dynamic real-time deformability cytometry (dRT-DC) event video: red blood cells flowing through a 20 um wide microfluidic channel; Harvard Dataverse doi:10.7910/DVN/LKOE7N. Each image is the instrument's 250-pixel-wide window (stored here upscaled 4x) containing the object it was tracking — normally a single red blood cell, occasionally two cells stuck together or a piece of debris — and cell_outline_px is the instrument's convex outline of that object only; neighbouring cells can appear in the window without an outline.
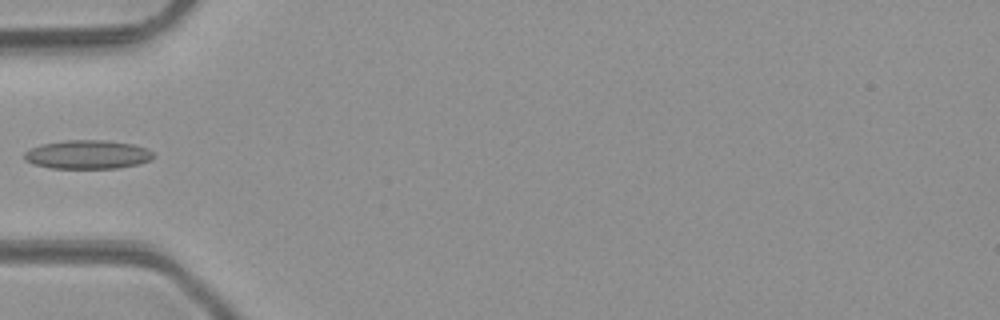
{"species": "common noctule bat (a hibernating species)", "species_latin": "Nyctalus noctula", "temperature_condition": "room temperature", "stored_images_in_passage": 2, "camera_frame_rate_fps": 3000, "um_per_image_px": 0.085, "animal": {"sex": "male", "body_mass_g": 23.1, "forearm_length_mm": 52.7}, "frame": {"image": 1, "passage_image": 2, "time_ms": 1.333, "image_size_px": [1000, 320], "cell_outline_px": [[156, 156], [148, 160], [136, 164], [116, 168], [52, 168], [32, 164], [24, 160], [24, 152], [32, 148], [44, 144], [64, 140], [108, 140], [132, 144], [148, 148]], "centroid_in_image_um": [7.44, 13.13], "position_along_channel_um": 77.6, "area_um2": 21.56}}